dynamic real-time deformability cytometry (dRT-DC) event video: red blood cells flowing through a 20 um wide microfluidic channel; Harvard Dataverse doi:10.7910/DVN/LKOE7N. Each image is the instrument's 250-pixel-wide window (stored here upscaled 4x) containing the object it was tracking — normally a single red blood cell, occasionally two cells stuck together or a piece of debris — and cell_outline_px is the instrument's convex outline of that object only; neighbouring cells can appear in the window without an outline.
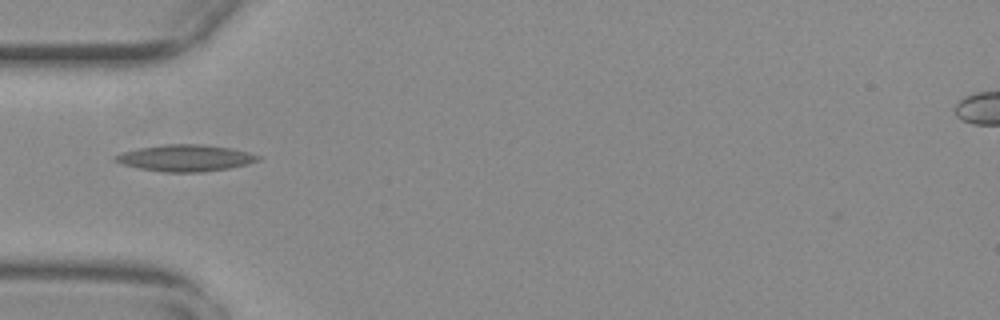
{"species": "common noctule bat (a hibernating species)", "species_latin": "Nyctalus noctula", "temperature_condition": "warm", "stored_images_in_passage": 34, "camera_frame_rate_fps": 3000, "um_per_image_px": 0.085, "animal": {"sex": "female", "body_mass_g": 29.2, "forearm_length_mm": 56.3}, "frame": {"image": 1, "passage_image": 1, "time_ms": 0.0, "image_size_px": [1000, 320], "cell_outline_px": [[264, 156], [260, 160], [248, 164], [228, 168], [200, 172], [164, 172], [140, 168], [124, 164], [112, 160], [112, 156], [124, 152], [140, 148], [160, 144], [204, 144], [232, 148]], "centroid_in_image_um": [15.8, 13.42], "position_along_channel_um": 69.2, "area_um2": 22.2}}
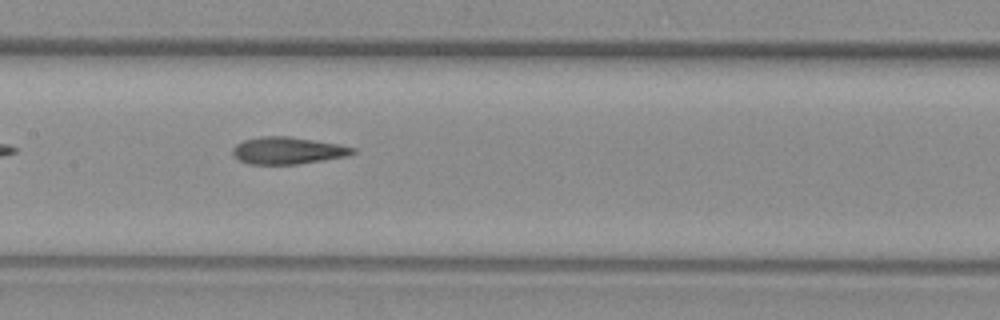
{"frame": {"image": 2, "passage_image": 10, "time_ms": 3.0, "image_size_px": [1000, 320], "cell_outline_px": [[356, 152], [348, 156], [324, 160], [296, 164], [248, 164], [240, 160], [232, 152], [232, 148], [236, 144], [244, 140], [260, 136], [288, 136], [340, 144], [356, 148]], "centroid_in_image_um": [24.48, 12.79], "position_along_channel_um": 182.9, "area_um2": 18.96}}
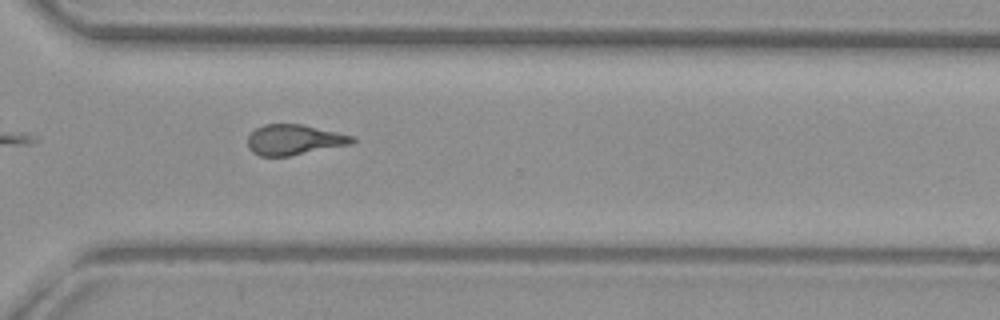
{"frame": {"image": 3, "passage_image": 23, "time_ms": 7.333, "image_size_px": [1000, 320], "cell_outline_px": [[356, 140], [352, 144], [288, 156], [260, 156], [252, 152], [248, 148], [248, 136], [256, 128], [264, 124], [304, 124], [356, 136]], "centroid_in_image_um": [25.03, 11.87], "position_along_channel_um": 345.6, "area_um2": 18.67}, "authors_computed_cell_mechanics": {"area_um2": 18.9584, "velocity_mm_per_s": 3.7617, "shape_relaxation_time_tau1_ms": null, "shape_relaxation_time_tau2_ms": 3.1156, "deformation_change_tau1": null, "deformation_change_tau2": 0.1276}}